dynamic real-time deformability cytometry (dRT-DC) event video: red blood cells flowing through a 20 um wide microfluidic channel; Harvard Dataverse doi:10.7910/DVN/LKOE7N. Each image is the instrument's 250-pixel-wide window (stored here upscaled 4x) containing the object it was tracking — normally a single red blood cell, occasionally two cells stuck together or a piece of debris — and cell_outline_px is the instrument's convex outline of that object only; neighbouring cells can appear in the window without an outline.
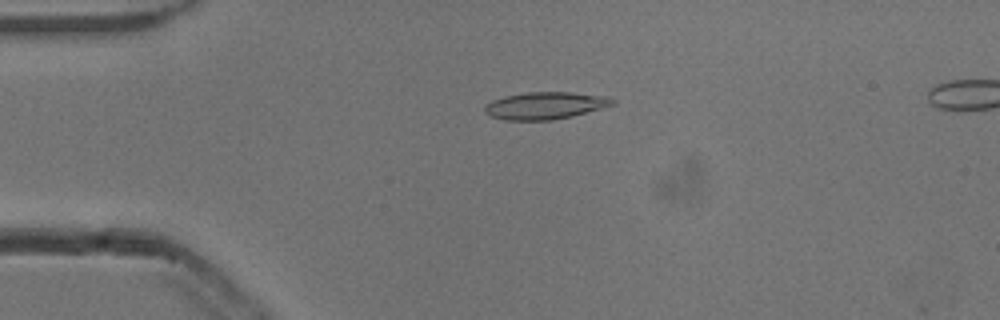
{"species": "common noctule bat (a hibernating species)", "species_latin": "Nyctalus noctula", "temperature_condition": "cold", "stored_images_in_passage": 48, "segment_of_instrument_passage": [1, 2], "camera_frame_rate_fps": 3000, "um_per_image_px": 0.085, "animal": {"sex": "male", "body_mass_g": 13.3}, "frame": {"image": 1, "passage_image": 6, "time_ms": 1.667, "image_size_px": [1000, 320], "cell_outline_px": [[616, 104], [572, 116], [552, 120], [504, 120], [492, 116], [484, 112], [484, 108], [492, 100], [504, 96], [528, 92], [568, 92], [608, 96], [616, 100]], "centroid_in_image_um": [46.37, 8.97], "position_along_channel_um": 38.6, "area_um2": 20.23}}
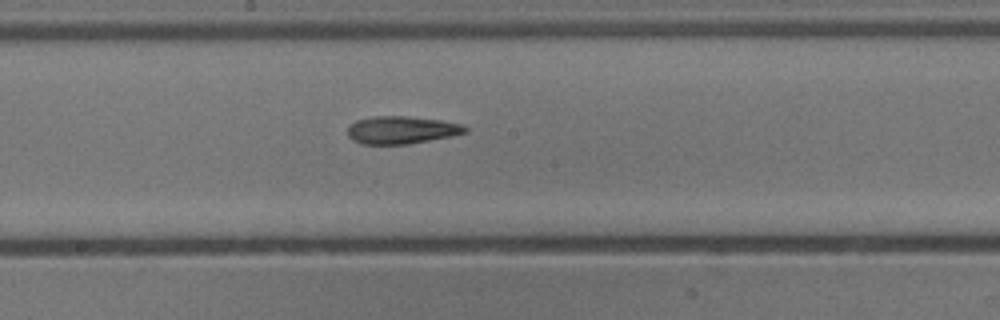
{"frame": {"image": 2, "passage_image": 22, "time_ms": 7.0, "image_size_px": [1000, 320], "cell_outline_px": [[468, 132], [452, 136], [408, 144], [360, 144], [352, 140], [348, 136], [348, 124], [356, 120], [372, 116], [404, 116], [440, 120], [464, 124], [468, 128]], "centroid_in_image_um": [34.12, 11.05], "position_along_channel_um": 214.1, "area_um2": 19.13}}
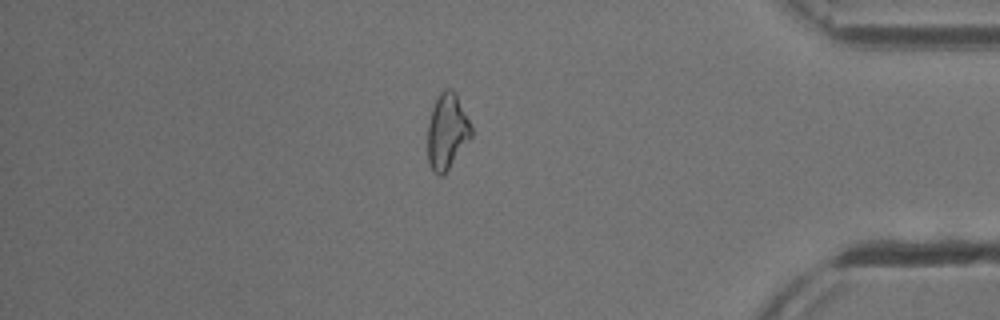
{"frame": {"image": 3, "passage_image": 39, "time_ms": 12.667, "image_size_px": [1000, 320], "cell_outline_px": [[472, 136], [448, 168], [440, 176], [432, 168], [428, 160], [428, 124], [432, 108], [440, 92], [444, 88], [452, 88], [472, 128]], "centroid_in_image_um": [37.98, 11.14], "position_along_channel_um": 397.2, "area_um2": 18.55}}